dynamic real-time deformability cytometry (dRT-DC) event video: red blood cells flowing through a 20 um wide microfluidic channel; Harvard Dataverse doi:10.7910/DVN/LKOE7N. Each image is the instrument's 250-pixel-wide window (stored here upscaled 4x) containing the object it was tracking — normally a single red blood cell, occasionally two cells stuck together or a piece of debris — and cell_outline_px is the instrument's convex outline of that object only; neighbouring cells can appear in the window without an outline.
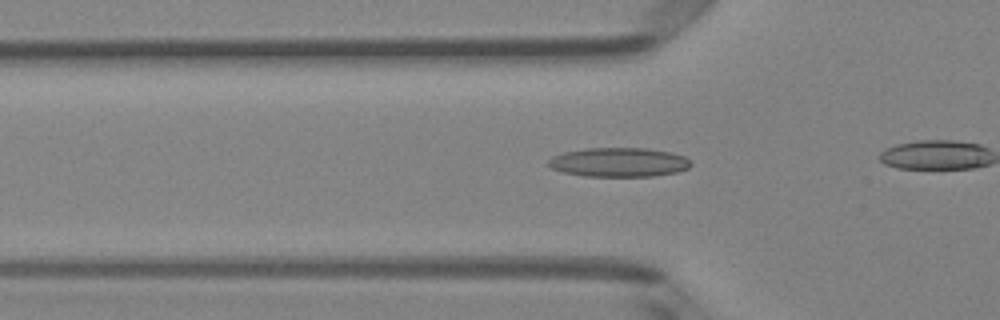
{"species": "Egyptian fruit bat (a non-hibernating species)", "species_latin": "Rousettus aegyptiacus", "temperature_condition": "room temperature", "stored_images_in_passage": 30, "camera_frame_rate_fps": 3000, "um_per_image_px": 0.085, "animal": {"sex": "female"}, "frame": {"image": 1, "passage_image": 7, "time_ms": 2.0, "image_size_px": [1000, 320], "cell_outline_px": [[692, 164], [688, 168], [676, 172], [652, 176], [584, 176], [564, 172], [552, 168], [548, 164], [548, 160], [552, 156], [564, 152], [584, 148], [648, 148], [672, 152], [684, 156], [692, 160]], "centroid_in_image_um": [52.63, 13.78], "position_along_channel_um": 73.2, "area_um2": 24.33}}
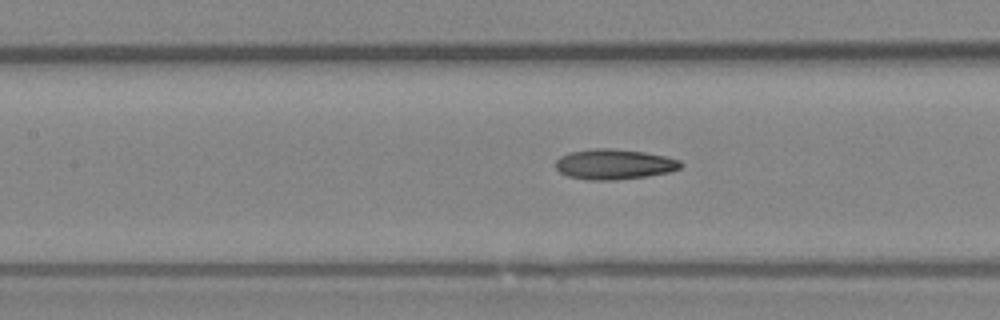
{"frame": {"image": 2, "passage_image": 13, "time_ms": 4.0, "image_size_px": [1000, 320], "cell_outline_px": [[684, 164], [680, 168], [668, 172], [644, 176], [616, 180], [588, 180], [568, 176], [560, 172], [556, 168], [556, 160], [560, 156], [568, 152], [592, 148], [612, 148], [644, 152], [664, 156], [680, 160]], "centroid_in_image_um": [52.18, 13.95], "position_along_channel_um": 155.2, "area_um2": 22.08}}
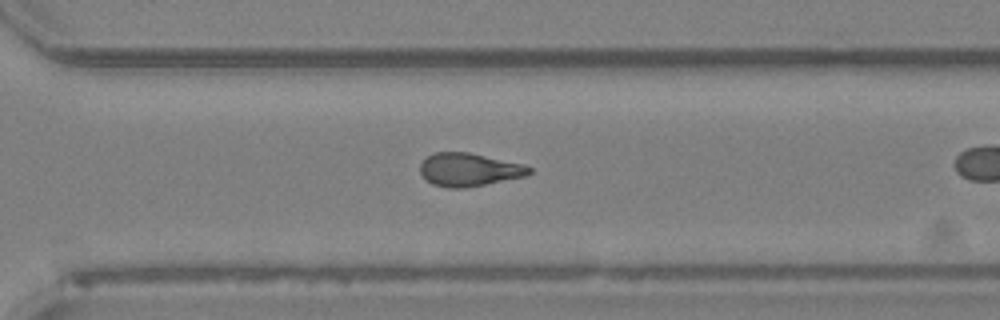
{"frame": {"image": 3, "passage_image": 26, "time_ms": 8.333, "image_size_px": [1000, 320], "cell_outline_px": [[532, 172], [528, 176], [464, 188], [448, 188], [432, 184], [420, 172], [420, 164], [432, 152], [468, 152], [524, 164], [532, 168]], "centroid_in_image_um": [39.9, 14.42], "position_along_channel_um": 330.7, "area_um2": 21.1}}